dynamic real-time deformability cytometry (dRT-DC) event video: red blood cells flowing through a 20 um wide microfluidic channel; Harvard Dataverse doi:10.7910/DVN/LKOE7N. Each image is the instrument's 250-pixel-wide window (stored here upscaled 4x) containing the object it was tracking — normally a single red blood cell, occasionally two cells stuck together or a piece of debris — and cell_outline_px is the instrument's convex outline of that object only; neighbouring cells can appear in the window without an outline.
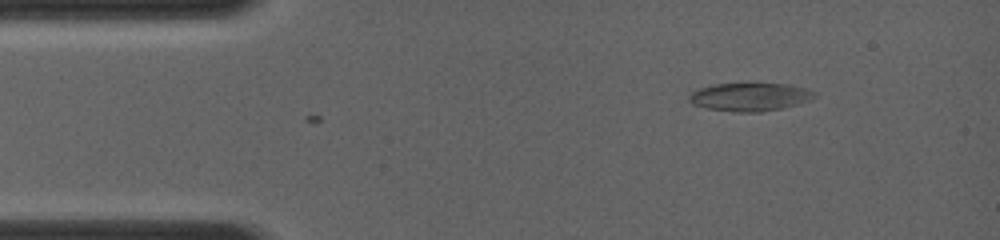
{"species": "common noctule bat (a hibernating species)", "species_latin": "Nyctalus noctula", "temperature_condition": "room temperature", "stored_images_in_passage": 3, "segment_of_instrument_passage": [2, 2], "camera_frame_rate_fps": 4000, "um_per_image_px": 0.085, "animal": {"sex": "female", "body_mass_g": 19.0, "forearm_length_mm": 56.7}, "frame": {"image": 1, "passage_image": 3, "time_ms": 1.0, "image_size_px": [1000, 240], "cell_outline_px": [[816, 96], [808, 100], [796, 104], [780, 108], [760, 112], [736, 112], [708, 108], [692, 104], [688, 100], [688, 96], [692, 92], [700, 88], [712, 84], [788, 84], [804, 88], [816, 92]], "centroid_in_image_um": [63.71, 8.23], "position_along_channel_um": 21.3, "area_um2": 20.29}}